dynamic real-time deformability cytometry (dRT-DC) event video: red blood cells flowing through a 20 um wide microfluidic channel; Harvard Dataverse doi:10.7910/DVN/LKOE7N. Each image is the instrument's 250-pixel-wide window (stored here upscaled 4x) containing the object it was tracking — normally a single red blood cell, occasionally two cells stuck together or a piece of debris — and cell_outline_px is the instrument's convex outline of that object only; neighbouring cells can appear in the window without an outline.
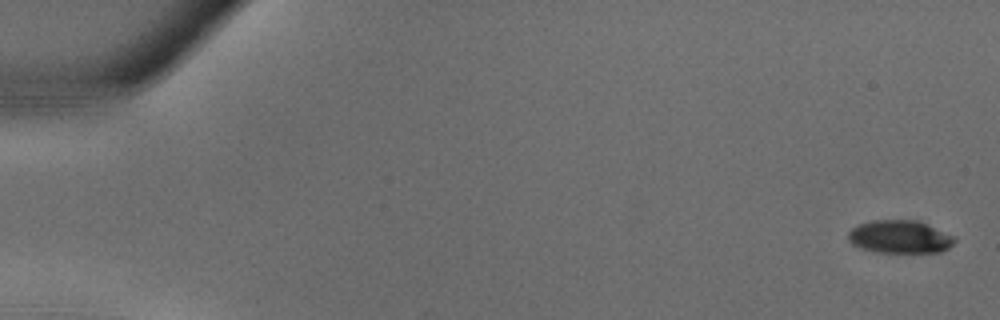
{"species": "common noctule bat (a hibernating species)", "species_latin": "Nyctalus noctula", "temperature_condition": "warm", "stored_images_in_passage": 36, "camera_frame_rate_fps": 3000, "um_per_image_px": 0.085, "animal": {"sex": "male", "body_mass_g": 18.8}, "frame": {"image": 1, "passage_image": 1, "time_ms": 0.0, "image_size_px": [1000, 320], "cell_outline_px": [[956, 240], [948, 248], [940, 252], [876, 252], [860, 248], [852, 244], [848, 240], [848, 232], [852, 228], [860, 224], [872, 220], [916, 220], [928, 224], [952, 236]], "centroid_in_image_um": [76.45, 20.13], "position_along_channel_um": 8.5, "area_um2": 20.29}}
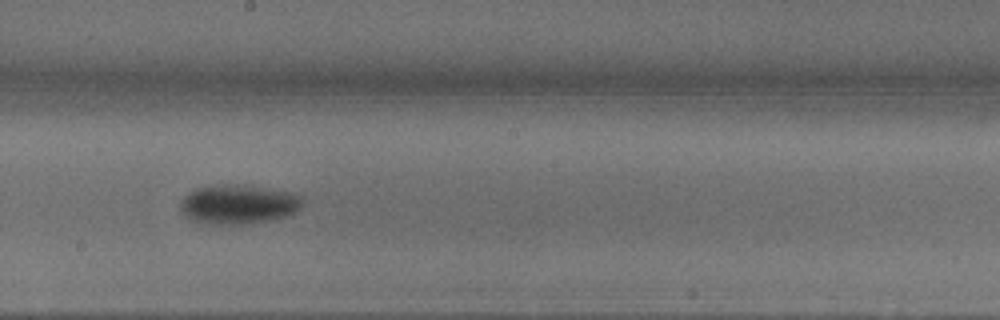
{"frame": {"image": 2, "passage_image": 21, "time_ms": 6.667, "image_size_px": [1000, 320], "cell_outline_px": [[300, 208], [288, 216], [248, 224], [216, 224], [192, 220], [180, 208], [180, 204], [184, 196], [196, 188], [216, 184], [236, 184], [296, 192], [300, 196]], "centroid_in_image_um": [20.27, 17.35], "position_along_channel_um": 227.9, "area_um2": 27.8}}
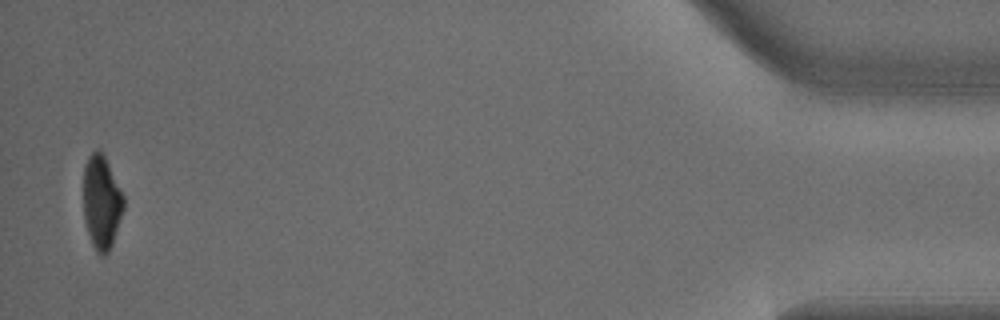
{"frame": {"image": 3, "passage_image": 36, "time_ms": 11.667, "image_size_px": [1000, 320], "cell_outline_px": [[124, 208], [112, 244], [108, 252], [104, 256], [100, 256], [96, 252], [88, 232], [84, 220], [84, 164], [88, 156], [96, 148], [100, 148], [124, 196]], "centroid_in_image_um": [8.63, 17.18], "position_along_channel_um": 426.6, "area_um2": 21.85}}